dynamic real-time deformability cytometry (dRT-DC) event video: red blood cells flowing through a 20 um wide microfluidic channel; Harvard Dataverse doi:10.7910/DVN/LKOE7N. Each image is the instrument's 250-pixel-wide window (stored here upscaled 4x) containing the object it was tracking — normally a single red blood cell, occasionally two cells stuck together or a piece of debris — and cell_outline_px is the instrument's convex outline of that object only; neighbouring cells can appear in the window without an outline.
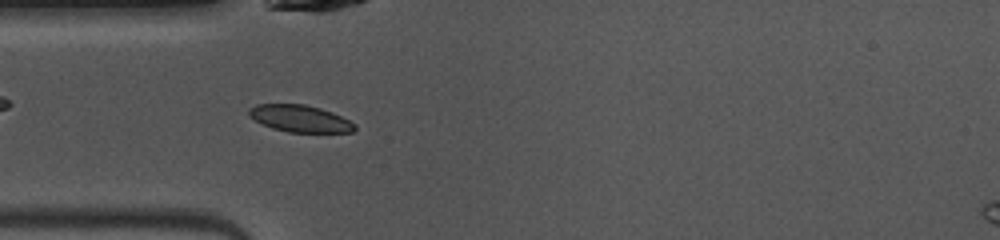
{"species": "common noctule bat (a hibernating species)", "species_latin": "Nyctalus noctula", "temperature_condition": "warm", "stored_images_in_passage": 39, "camera_frame_rate_fps": 3000, "um_per_image_px": 0.085, "animal": {"sex": "female", "body_mass_g": 10.0, "forearm_length_mm": 53.1}, "frame": {"image": 1, "passage_image": 4, "time_ms": 1.0, "image_size_px": [1000, 240], "cell_outline_px": [[356, 128], [352, 132], [288, 132], [272, 128], [248, 116], [248, 108], [256, 104], [304, 104], [320, 108], [332, 112], [356, 124]], "centroid_in_image_um": [25.48, 10.07], "position_along_channel_um": 59.5, "area_um2": 16.53}}
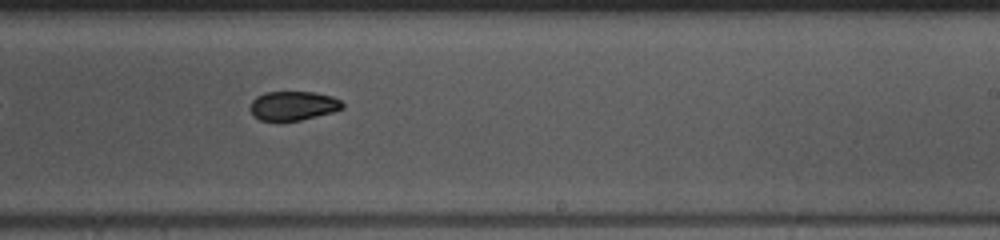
{"frame": {"image": 2, "passage_image": 19, "time_ms": 6.0, "image_size_px": [1000, 240], "cell_outline_px": [[344, 108], [332, 112], [300, 120], [260, 120], [248, 108], [252, 100], [256, 96], [264, 92], [312, 92], [332, 96], [340, 100], [344, 104]], "centroid_in_image_um": [24.91, 8.97], "position_along_channel_um": 264.1, "area_um2": 15.55}}
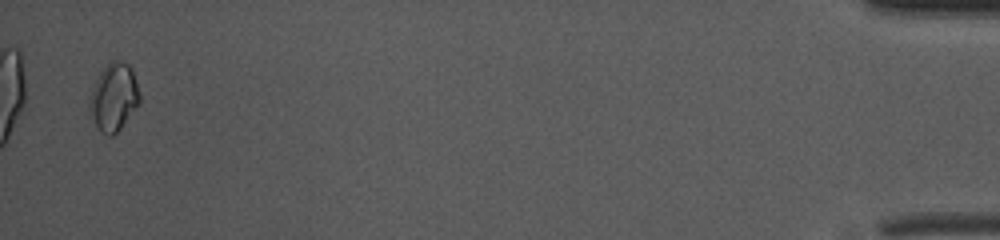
{"frame": {"image": 3, "passage_image": 38, "time_ms": 12.333, "image_size_px": [1000, 240], "cell_outline_px": [[140, 100], [120, 128], [112, 136], [108, 136], [100, 132], [88, 108], [92, 88], [100, 72], [112, 60], [120, 60], [128, 64], [132, 68], [136, 80], [140, 96]], "centroid_in_image_um": [9.66, 8.24], "position_along_channel_um": 425.5, "area_um2": 19.36}, "authors_computed_cell_mechanics": {"area_um2": 16.4152, "velocity_mm_per_s": 4.0774, "shape_relaxation_time_tau1_ms": 6.1908, "shape_relaxation_time_tau2_ms": 2.7595, "deformation_change_tau1": 0.143, "deformation_change_tau2": 0.0404}}